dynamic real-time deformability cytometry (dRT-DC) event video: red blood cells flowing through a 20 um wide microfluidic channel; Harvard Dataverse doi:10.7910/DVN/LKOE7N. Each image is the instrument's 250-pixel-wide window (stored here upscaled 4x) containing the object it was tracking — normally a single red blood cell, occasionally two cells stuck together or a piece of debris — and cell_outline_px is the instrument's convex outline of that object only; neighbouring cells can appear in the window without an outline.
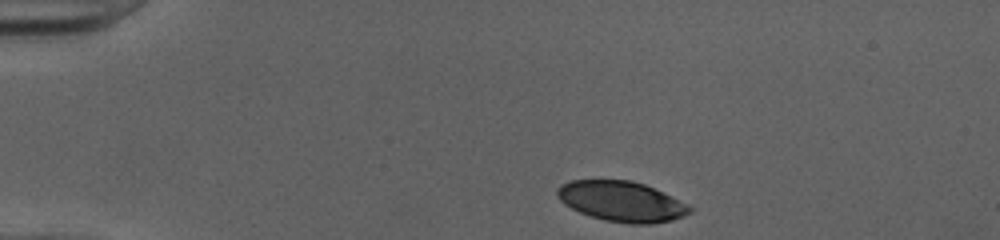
{"species": "human", "species_latin": "Homo sapiens", "temperature_condition": "cold", "stored_images_in_passage": 36, "camera_frame_rate_fps": 3000, "um_per_image_px": 0.085, "donor": {"sex": "female"}, "frame": {"image": 1, "passage_image": 1, "time_ms": 0.0, "image_size_px": [1000, 240], "cell_outline_px": [[692, 212], [684, 216], [672, 220], [652, 224], [628, 224], [604, 220], [580, 212], [564, 204], [556, 196], [556, 188], [560, 184], [572, 180], [632, 180], [644, 184], [688, 204], [692, 208]], "centroid_in_image_um": [52.82, 17.12], "position_along_channel_um": 32.2, "area_um2": 31.15}}
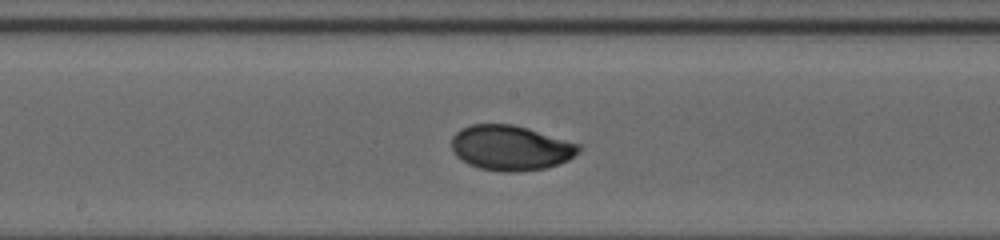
{"frame": {"image": 2, "passage_image": 19, "time_ms": 6.0, "image_size_px": [1000, 240], "cell_outline_px": [[580, 152], [568, 160], [544, 168], [512, 172], [504, 172], [480, 168], [468, 164], [456, 156], [452, 152], [452, 136], [460, 128], [472, 124], [512, 124], [528, 128], [580, 144]], "centroid_in_image_um": [43.38, 12.56], "position_along_channel_um": 204.8, "area_um2": 33.35}}
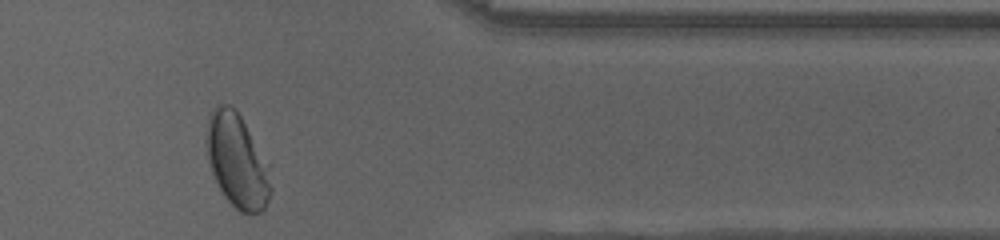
{"frame": {"image": 3, "passage_image": 34, "time_ms": 11.0, "image_size_px": [1000, 240], "cell_outline_px": [[272, 192], [264, 208], [260, 212], [240, 212], [224, 196], [212, 172], [208, 160], [204, 140], [208, 120], [212, 108], [216, 104], [228, 104], [240, 116], [272, 164]], "centroid_in_image_um": [20.2, 13.65], "position_along_channel_um": 391.2, "area_um2": 35.89}, "authors_computed_cell_mechanics": {"area_um2": 32.8593, "velocity_mm_per_s": 4.0128, "shape_relaxation_time_tau1_ms": 3.0168, "shape_relaxation_time_tau2_ms": 0.7464, "deformation_change_tau1": 0.1503, "deformation_change_tau2": 0.0352}}